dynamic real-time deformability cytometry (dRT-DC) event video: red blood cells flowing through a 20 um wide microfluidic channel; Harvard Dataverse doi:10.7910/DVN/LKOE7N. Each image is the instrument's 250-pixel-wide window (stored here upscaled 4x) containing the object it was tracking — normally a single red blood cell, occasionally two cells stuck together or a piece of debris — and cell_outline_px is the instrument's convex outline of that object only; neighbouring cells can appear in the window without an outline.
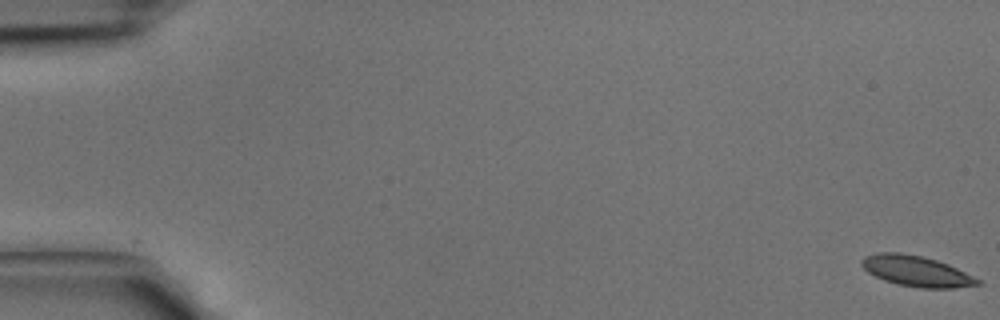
{"species": "common noctule bat (a hibernating species)", "species_latin": "Nyctalus noctula", "temperature_condition": "cold", "stored_images_in_passage": 13, "camera_frame_rate_fps": 3000, "um_per_image_px": 0.085, "animal": {"sex": "male", "body_mass_g": 15.6}, "frame": {"image": 1, "passage_image": 1, "time_ms": 0.0, "image_size_px": [1000, 320], "cell_outline_px": [[980, 284], [952, 288], [920, 288], [896, 284], [884, 280], [868, 272], [860, 264], [860, 260], [864, 256], [876, 252], [900, 252], [920, 256], [936, 260], [948, 264], [980, 280]], "centroid_in_image_um": [77.83, 23.04], "position_along_channel_um": 7.2, "area_um2": 20.58}}
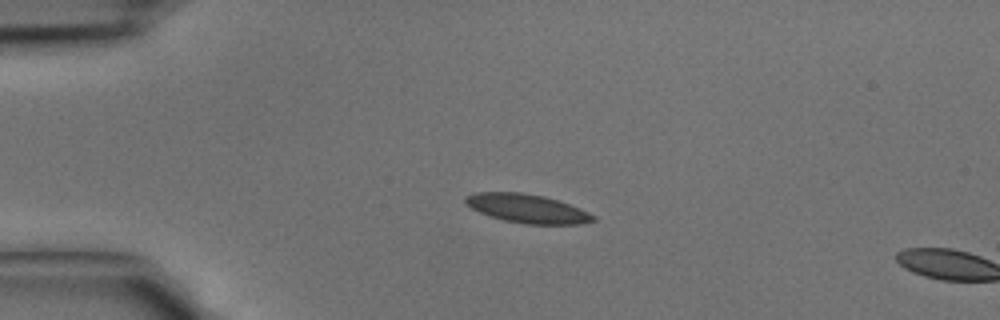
{"frame": {"image": 2, "passage_image": 11, "time_ms": 3.333, "image_size_px": [1000, 320], "cell_outline_px": [[596, 220], [580, 224], [528, 224], [504, 220], [480, 212], [472, 208], [464, 200], [464, 196], [476, 192], [520, 192], [544, 196], [568, 204], [588, 212], [596, 216]], "centroid_in_image_um": [44.81, 17.72], "position_along_channel_um": 40.2, "area_um2": 21.1}}